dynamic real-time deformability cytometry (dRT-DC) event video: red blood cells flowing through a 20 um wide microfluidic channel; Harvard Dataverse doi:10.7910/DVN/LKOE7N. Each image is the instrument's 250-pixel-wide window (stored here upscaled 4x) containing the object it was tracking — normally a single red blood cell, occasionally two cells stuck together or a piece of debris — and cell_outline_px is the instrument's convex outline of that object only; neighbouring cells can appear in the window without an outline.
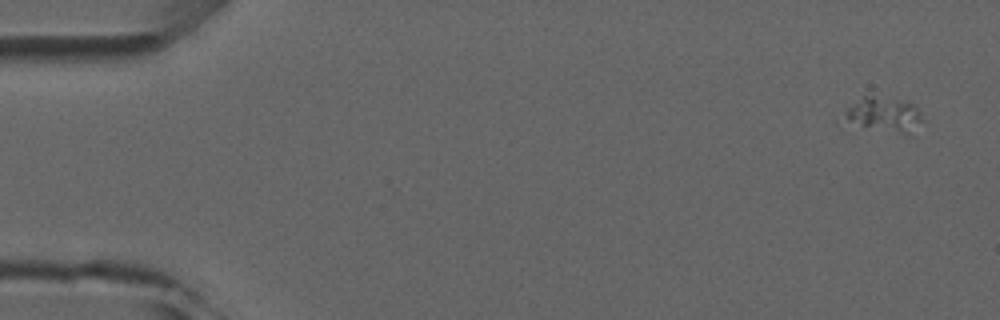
{"species": "common noctule bat (a hibernating species)", "species_latin": "Nyctalus noctula", "temperature_condition": "room temperature", "stored_images_in_passage": 4, "camera_frame_rate_fps": 3000, "um_per_image_px": 0.085, "animal": {"sex": "male", "forearm_length_mm": 52.5}, "frame": {"image": 1, "passage_image": 1, "time_ms": 0.0, "image_size_px": [1000, 320], "cell_outline_px": [[924, 120], [908, 136], [836, 124], [836, 120], [848, 108], [864, 96], [872, 96], [896, 100], [912, 104], [916, 108]], "centroid_in_image_um": [74.97, 9.85], "position_along_channel_um": 10.0, "area_um2": 16.76}}
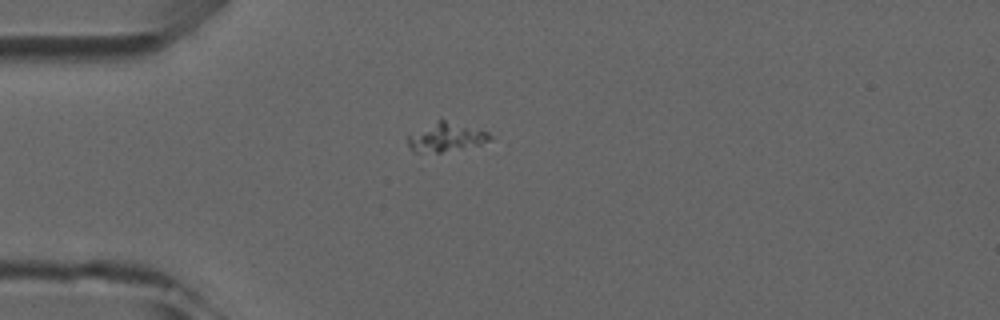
{"frame": {"image": 2, "passage_image": 4, "time_ms": 3.667, "image_size_px": [1000, 320], "cell_outline_px": [[492, 136], [488, 140], [480, 144], [440, 152], [416, 152], [408, 144], [408, 136], [440, 116], [488, 132]], "centroid_in_image_um": [37.91, 11.59], "position_along_channel_um": 47.1, "area_um2": 13.87}}